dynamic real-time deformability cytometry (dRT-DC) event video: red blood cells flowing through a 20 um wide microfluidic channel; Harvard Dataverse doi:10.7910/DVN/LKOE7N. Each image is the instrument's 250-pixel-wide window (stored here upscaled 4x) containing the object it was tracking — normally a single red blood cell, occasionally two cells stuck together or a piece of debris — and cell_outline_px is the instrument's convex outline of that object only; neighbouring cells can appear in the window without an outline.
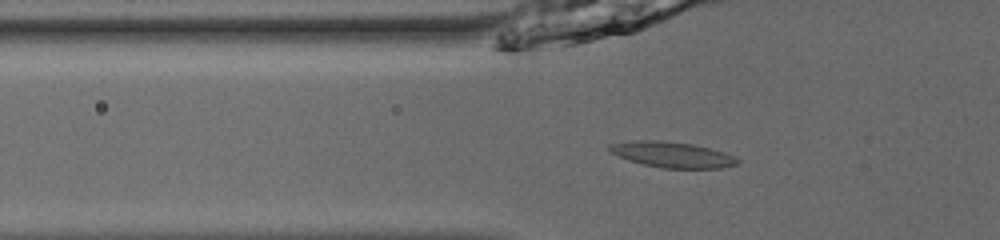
{"species": "common noctule bat (a hibernating species)", "species_latin": "Nyctalus noctula", "temperature_condition": "room temperature", "stored_images_in_passage": 39, "camera_frame_rate_fps": 3000, "um_per_image_px": 0.085, "animal": {"sex": "male", "body_mass_g": 13.0, "forearm_length_mm": 53.1}, "frame": {"image": 1, "passage_image": 6, "time_ms": 1.667, "image_size_px": [1000, 240], "cell_outline_px": [[740, 160], [736, 164], [720, 168], [660, 168], [644, 164], [620, 156], [612, 152], [608, 148], [608, 144], [628, 140], [656, 140], [692, 144], [724, 152], [736, 156]], "centroid_in_image_um": [57.14, 13.13], "position_along_channel_um": 68.7, "area_um2": 18.96}}
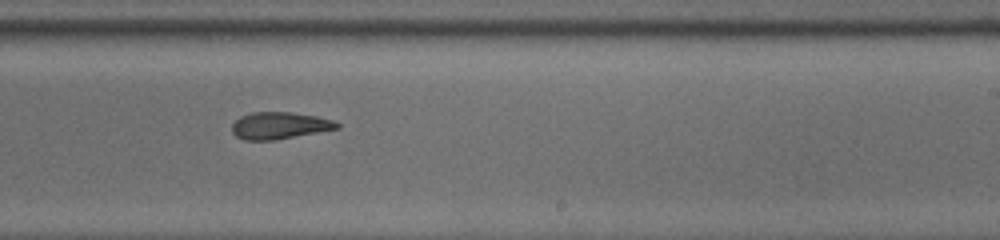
{"frame": {"image": 2, "passage_image": 21, "time_ms": 6.667, "image_size_px": [1000, 240], "cell_outline_px": [[340, 128], [272, 140], [244, 140], [236, 136], [232, 132], [232, 124], [240, 116], [252, 112], [292, 112], [316, 116], [332, 120], [340, 124]], "centroid_in_image_um": [23.73, 10.66], "position_along_channel_um": 265.3, "area_um2": 16.36}}
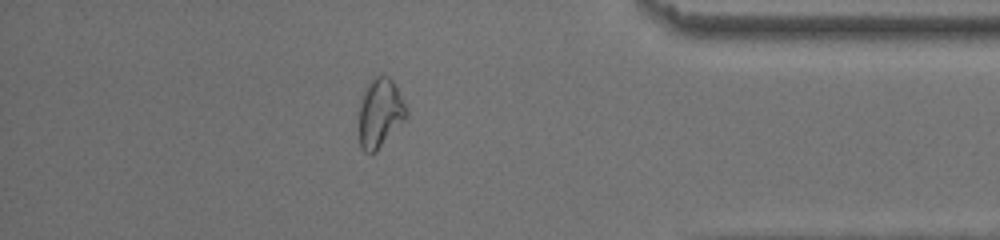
{"frame": {"image": 3, "passage_image": 33, "time_ms": 10.667, "image_size_px": [1000, 240], "cell_outline_px": [[408, 116], [376, 152], [364, 152], [360, 148], [360, 104], [364, 88], [372, 76], [388, 76], [392, 80], [408, 108]], "centroid_in_image_um": [32.31, 9.58], "position_along_channel_um": 402.9, "area_um2": 19.07}, "authors_computed_cell_mechanics": {"area_um2": 17.5712, "velocity_mm_per_s": 3.9609, "shape_relaxation_time_tau1_ms": 5.7336, "shape_relaxation_time_tau2_ms": 3.4716, "deformation_change_tau1": 0.173, "deformation_change_tau2": 0.1189}}